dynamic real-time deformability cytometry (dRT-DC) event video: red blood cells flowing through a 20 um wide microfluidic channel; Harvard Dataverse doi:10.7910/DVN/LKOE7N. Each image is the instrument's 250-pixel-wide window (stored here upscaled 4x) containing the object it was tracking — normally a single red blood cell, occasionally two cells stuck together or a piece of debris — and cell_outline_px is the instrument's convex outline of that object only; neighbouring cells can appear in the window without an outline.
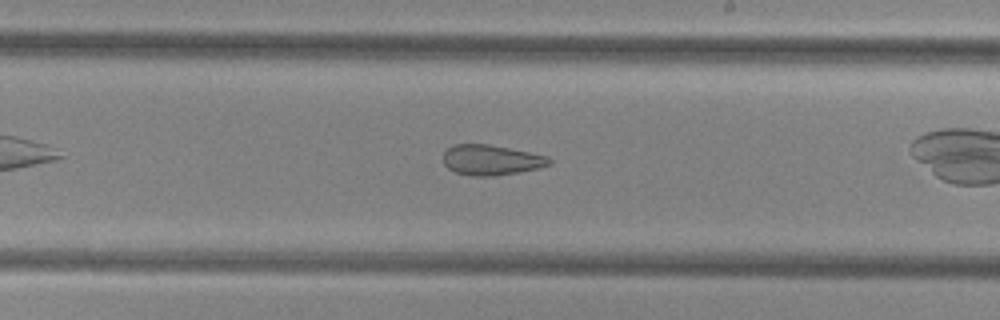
{"species": "common noctule bat (a hibernating species)", "species_latin": "Nyctalus noctula", "temperature_condition": "cold", "stored_images_in_passage": 27, "camera_frame_rate_fps": 3000, "um_per_image_px": 0.085, "animal": {"sex": "female", "body_mass_g": 29.2, "forearm_length_mm": 56.3}, "frame": {"image": 1, "passage_image": 16, "time_ms": 5.0, "image_size_px": [1000, 320], "cell_outline_px": [[552, 164], [520, 172], [496, 176], [472, 176], [456, 172], [448, 168], [444, 164], [444, 152], [452, 144], [488, 144], [548, 156], [552, 160]], "centroid_in_image_um": [41.75, 13.6], "position_along_channel_um": 247.3, "area_um2": 18.67}}